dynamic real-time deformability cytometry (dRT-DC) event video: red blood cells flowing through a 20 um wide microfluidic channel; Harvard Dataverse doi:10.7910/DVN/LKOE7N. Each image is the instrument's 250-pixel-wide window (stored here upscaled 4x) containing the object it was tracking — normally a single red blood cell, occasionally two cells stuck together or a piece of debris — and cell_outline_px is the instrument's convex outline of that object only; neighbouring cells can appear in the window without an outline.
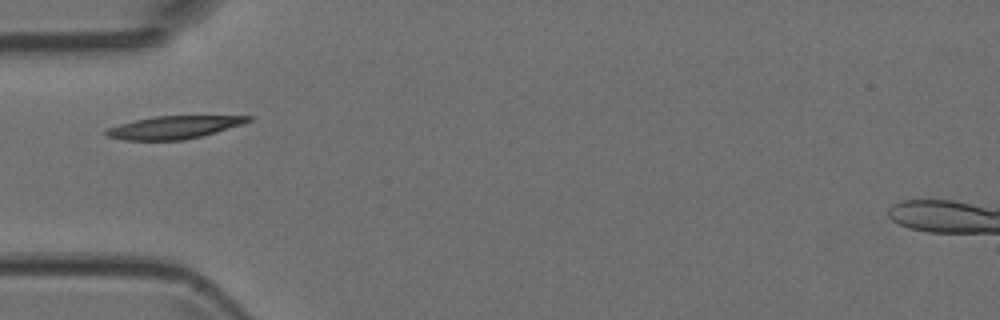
{"species": "Egyptian fruit bat (a non-hibernating species)", "species_latin": "Rousettus aegyptiacus", "temperature_condition": "room temperature", "stored_images_in_passage": 3, "camera_frame_rate_fps": 3000, "um_per_image_px": 0.085, "animal": {"sex": "female"}, "frame": {"image": 1, "passage_image": 3, "time_ms": 3.0, "image_size_px": [1000, 320], "cell_outline_px": [[252, 120], [216, 132], [184, 140], [124, 140], [108, 136], [104, 132], [108, 128], [120, 124], [136, 120], [156, 116], [252, 116]], "centroid_in_image_um": [14.76, 10.82], "position_along_channel_um": 70.2, "area_um2": 18.44}}